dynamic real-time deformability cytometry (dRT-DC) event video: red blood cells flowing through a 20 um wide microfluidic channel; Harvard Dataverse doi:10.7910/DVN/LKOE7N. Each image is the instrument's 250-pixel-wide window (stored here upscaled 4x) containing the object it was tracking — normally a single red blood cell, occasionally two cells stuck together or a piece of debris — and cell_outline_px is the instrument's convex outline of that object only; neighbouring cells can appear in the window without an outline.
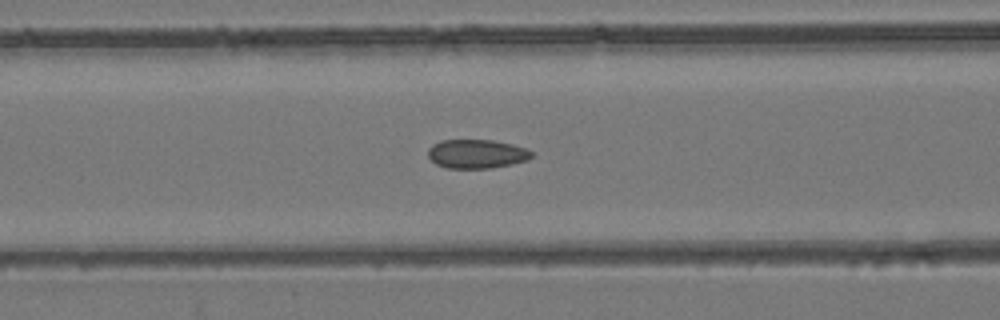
{"species": "common noctule bat (a hibernating species)", "species_latin": "Nyctalus noctula", "temperature_condition": "room temperature", "stored_images_in_passage": 54, "camera_frame_rate_fps": 3000, "um_per_image_px": 0.085, "animal": {"sex": "female", "body_mass_g": 24.6, "forearm_length_mm": 56.2}, "frame": {"image": 1, "passage_image": 23, "time_ms": 7.333, "image_size_px": [1000, 320], "cell_outline_px": [[532, 156], [528, 160], [512, 164], [488, 168], [448, 168], [436, 164], [428, 156], [428, 148], [432, 144], [440, 140], [492, 140], [512, 144], [524, 148], [532, 152]], "centroid_in_image_um": [40.49, 13.07], "position_along_channel_um": 126.1, "area_um2": 17.4}}
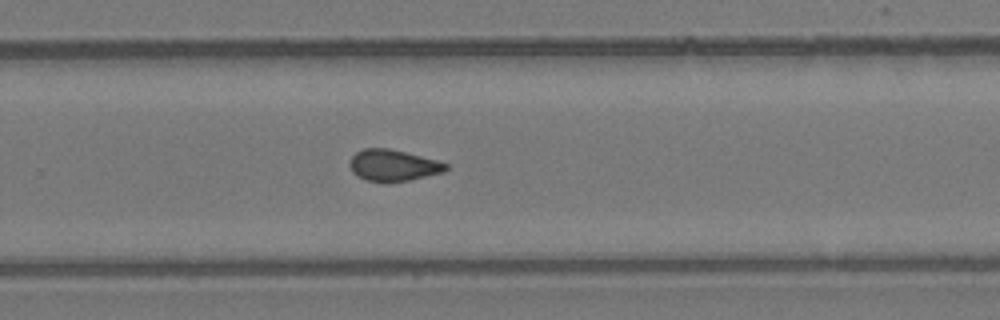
{"frame": {"image": 2, "passage_image": 36, "time_ms": 11.667, "image_size_px": [1000, 320], "cell_outline_px": [[448, 168], [444, 172], [408, 180], [388, 184], [384, 184], [368, 180], [352, 172], [348, 164], [352, 156], [356, 152], [364, 148], [388, 148], [436, 160], [448, 164]], "centroid_in_image_um": [33.39, 14.07], "position_along_channel_um": 296.4, "area_um2": 17.69}}
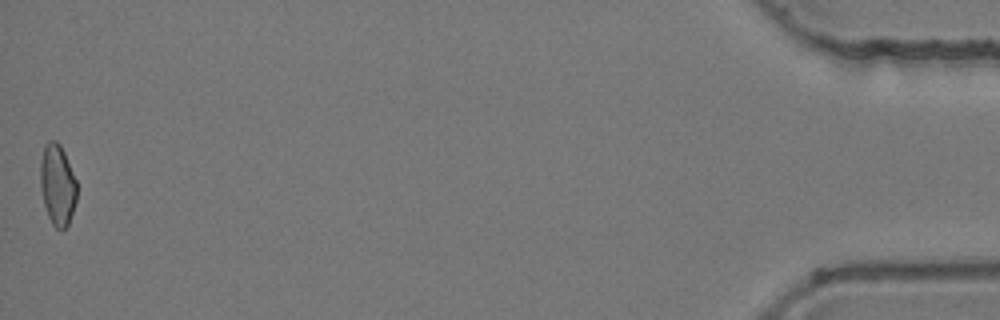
{"frame": {"image": 3, "passage_image": 54, "time_ms": 17.667, "image_size_px": [1000, 320], "cell_outline_px": [[76, 200], [68, 224], [60, 232], [52, 224], [48, 216], [44, 204], [40, 188], [40, 160], [44, 144], [48, 140], [56, 140], [60, 144], [64, 152], [76, 180]], "centroid_in_image_um": [4.86, 15.69], "position_along_channel_um": 430.3, "area_um2": 17.34}, "authors_computed_cell_mechanics": {"area_um2": 17.9469, "velocity_mm_per_s": 3.9354, "shape_relaxation_time_tau1_ms": null, "shape_relaxation_time_tau2_ms": 1.9237, "deformation_change_tau1": null, "deformation_change_tau2": 0.0682}}